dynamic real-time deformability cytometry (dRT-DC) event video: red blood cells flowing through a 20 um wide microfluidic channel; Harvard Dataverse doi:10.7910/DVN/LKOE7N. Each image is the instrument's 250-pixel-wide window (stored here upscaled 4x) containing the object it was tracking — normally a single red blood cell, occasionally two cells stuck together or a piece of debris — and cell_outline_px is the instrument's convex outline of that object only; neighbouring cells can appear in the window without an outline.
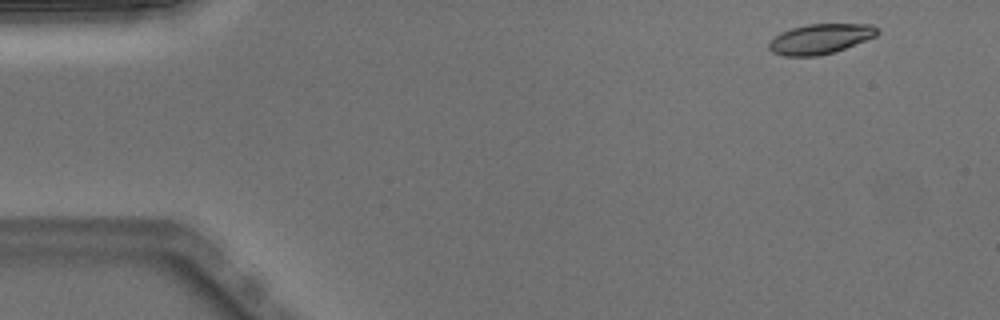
{"species": "Egyptian fruit bat (a non-hibernating species)", "species_latin": "Rousettus aegyptiacus", "temperature_condition": "warm", "stored_images_in_passage": 4, "camera_frame_rate_fps": 3000, "um_per_image_px": 0.085, "animal": {"sex": "male"}, "frame": {"image": 1, "passage_image": 1, "time_ms": 0.0, "image_size_px": [1000, 320], "cell_outline_px": [[880, 32], [876, 36], [836, 52], [816, 56], [784, 56], [772, 52], [768, 48], [768, 44], [780, 32], [792, 28], [808, 24], [872, 24], [880, 28]], "centroid_in_image_um": [69.76, 3.3], "position_along_channel_um": 15.2, "area_um2": 19.07}}
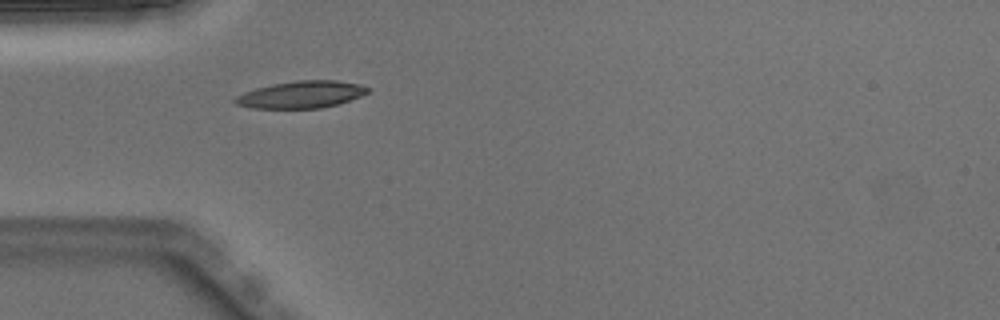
{"frame": {"image": 2, "passage_image": 4, "time_ms": 1.0, "image_size_px": [1000, 320], "cell_outline_px": [[372, 88], [368, 92], [360, 96], [340, 104], [320, 108], [252, 108], [236, 104], [232, 100], [236, 96], [244, 92], [256, 88], [272, 84], [296, 80], [336, 80], [360, 84]], "centroid_in_image_um": [25.62, 8.03], "position_along_channel_um": 59.4, "area_um2": 21.04}}